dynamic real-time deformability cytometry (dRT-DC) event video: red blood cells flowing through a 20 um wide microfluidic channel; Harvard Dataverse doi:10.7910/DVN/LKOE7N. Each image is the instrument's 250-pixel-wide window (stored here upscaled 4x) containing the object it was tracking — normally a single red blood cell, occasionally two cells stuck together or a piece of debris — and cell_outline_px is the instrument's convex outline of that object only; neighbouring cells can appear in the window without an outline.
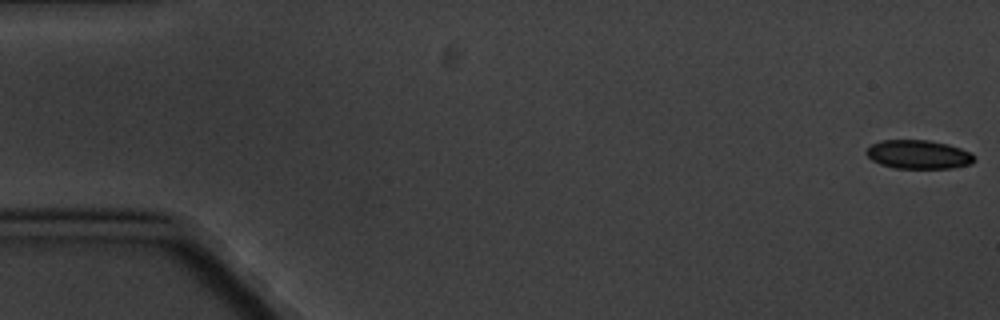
{"species": "common noctule bat (a hibernating species)", "species_latin": "Nyctalus noctula", "temperature_condition": "cold", "stored_images_in_passage": 7, "camera_frame_rate_fps": 3000, "um_per_image_px": 0.085, "animal": {"sex": "male", "body_mass_g": 20.1, "forearm_length_mm": 53.5}, "frame": {"image": 1, "passage_image": 1, "time_ms": 0.0, "image_size_px": [1000, 320], "cell_outline_px": [[976, 160], [972, 164], [952, 168], [896, 168], [880, 164], [872, 160], [864, 152], [872, 144], [880, 140], [928, 140], [948, 144], [972, 152], [976, 156]], "centroid_in_image_um": [78.11, 13.13], "position_along_channel_um": 6.9, "area_um2": 18.26}}